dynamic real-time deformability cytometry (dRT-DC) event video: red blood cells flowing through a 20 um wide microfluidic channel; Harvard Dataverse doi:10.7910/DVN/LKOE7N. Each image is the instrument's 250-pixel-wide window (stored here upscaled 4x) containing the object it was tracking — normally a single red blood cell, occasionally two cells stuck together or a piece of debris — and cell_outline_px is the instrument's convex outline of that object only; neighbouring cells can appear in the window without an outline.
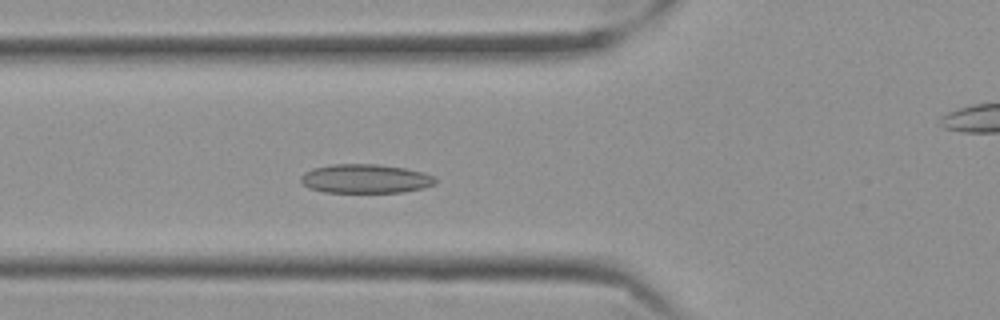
{"species": "Egyptian fruit bat (a non-hibernating species)", "species_latin": "Rousettus aegyptiacus", "temperature_condition": "cold", "stored_images_in_passage": 42, "camera_frame_rate_fps": 3000, "um_per_image_px": 0.085, "frame": {"image": 1, "passage_image": 17, "time_ms": 5.333, "image_size_px": [1000, 320], "cell_outline_px": [[436, 184], [424, 188], [404, 192], [324, 192], [308, 188], [300, 180], [300, 176], [304, 172], [312, 168], [332, 164], [376, 164], [404, 168], [424, 172], [432, 176], [436, 180]], "centroid_in_image_um": [31.04, 15.19], "position_along_channel_um": 94.8, "area_um2": 22.83}}
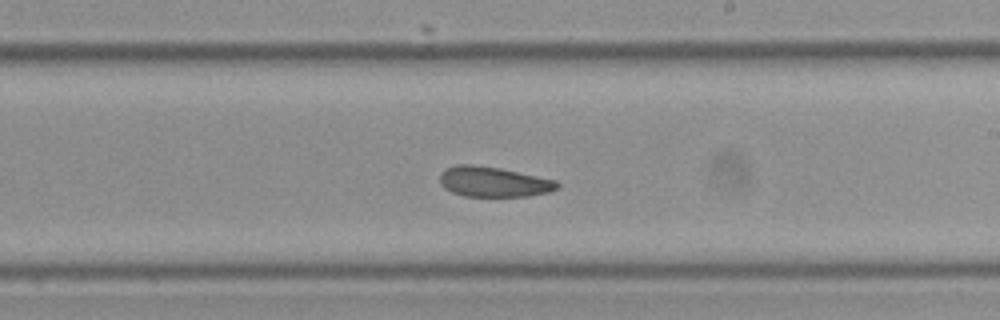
{"frame": {"image": 2, "passage_image": 30, "time_ms": 9.667, "image_size_px": [1000, 320], "cell_outline_px": [[560, 188], [548, 192], [528, 196], [464, 196], [452, 192], [444, 188], [440, 184], [440, 172], [444, 168], [456, 164], [472, 164], [500, 168], [556, 180], [560, 184]], "centroid_in_image_um": [41.92, 15.44], "position_along_channel_um": 247.1, "area_um2": 20.81}}
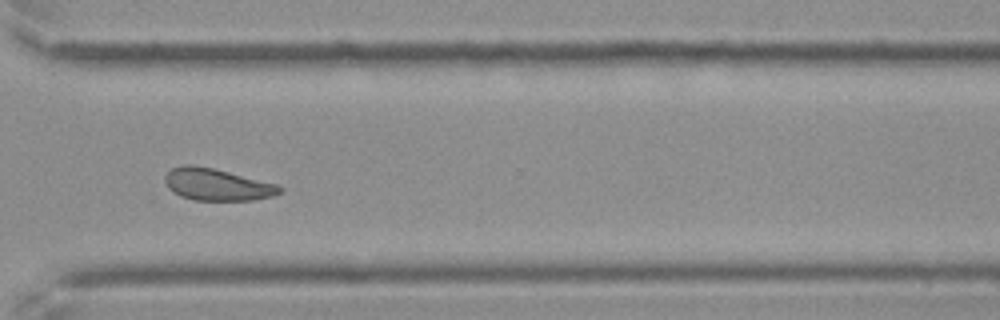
{"frame": {"image": 3, "passage_image": 39, "time_ms": 12.667, "image_size_px": [1000, 320], "cell_outline_px": [[284, 188], [280, 192], [272, 196], [252, 200], [192, 200], [180, 196], [172, 192], [168, 188], [164, 180], [164, 176], [172, 168], [184, 164], [192, 164], [212, 168], [280, 184]], "centroid_in_image_um": [18.44, 15.68], "position_along_channel_um": 352.2, "area_um2": 21.56}, "authors_computed_cell_mechanics": {"area_um2": 22.1952, "velocity_mm_per_s": 3.5021, "shape_relaxation_time_tau1_ms": null, "shape_relaxation_time_tau2_ms": 3.9173, "deformation_change_tau1": null, "deformation_change_tau2": 0.0761}}